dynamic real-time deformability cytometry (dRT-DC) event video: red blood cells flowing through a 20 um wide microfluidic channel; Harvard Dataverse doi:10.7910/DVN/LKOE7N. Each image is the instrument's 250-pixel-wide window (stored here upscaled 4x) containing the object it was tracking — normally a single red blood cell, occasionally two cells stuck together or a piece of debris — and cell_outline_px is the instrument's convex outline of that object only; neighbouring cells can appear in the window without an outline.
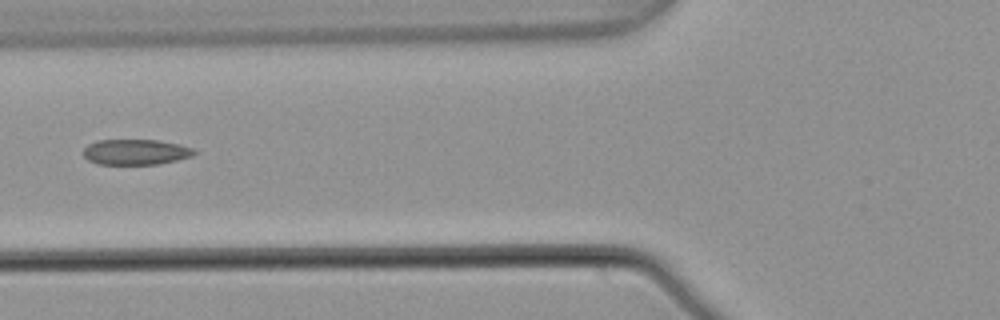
{"species": "common noctule bat (a hibernating species)", "species_latin": "Nyctalus noctula", "temperature_condition": "warm", "stored_images_in_passage": 5, "camera_frame_rate_fps": 3000, "um_per_image_px": 0.085, "animal": {"sex": "male", "body_mass_g": 21.5, "forearm_length_mm": 52.0}, "frame": {"image": 1, "passage_image": 4, "time_ms": 1.0, "image_size_px": [1000, 320], "cell_outline_px": [[196, 152], [192, 156], [160, 164], [96, 164], [88, 160], [84, 156], [84, 148], [88, 144], [96, 140], [160, 140], [180, 144], [192, 148]], "centroid_in_image_um": [11.52, 12.92], "position_along_channel_um": 114.3, "area_um2": 16.53}}
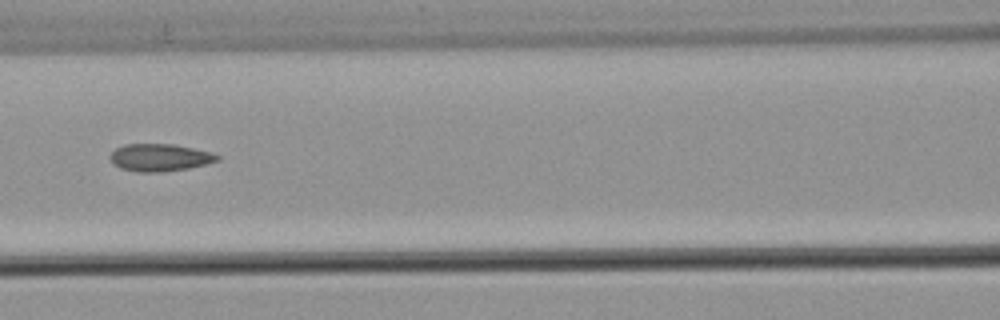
{"frame": {"image": 2, "passage_image": 5, "time_ms": 1.333, "image_size_px": [1000, 320], "cell_outline_px": [[220, 160], [208, 164], [188, 168], [160, 172], [136, 172], [120, 168], [112, 164], [108, 156], [116, 148], [124, 144], [172, 144], [212, 152], [220, 156]], "centroid_in_image_um": [13.57, 13.39], "position_along_channel_um": 153.0, "area_um2": 17.28}}